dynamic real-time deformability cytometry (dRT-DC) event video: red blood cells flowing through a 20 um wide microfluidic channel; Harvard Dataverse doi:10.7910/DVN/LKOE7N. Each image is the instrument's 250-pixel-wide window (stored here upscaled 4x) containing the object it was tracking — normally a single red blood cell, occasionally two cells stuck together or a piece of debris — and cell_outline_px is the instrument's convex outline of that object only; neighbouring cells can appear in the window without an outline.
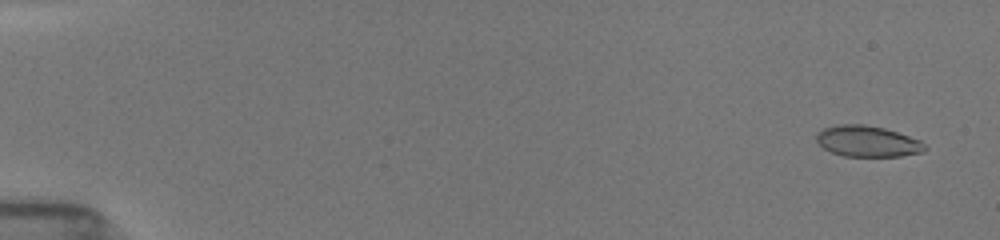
{"species": "common noctule bat (a hibernating species)", "species_latin": "Nyctalus noctula", "temperature_condition": "room temperature", "stored_images_in_passage": 15, "camera_frame_rate_fps": 3000, "um_per_image_px": 0.085, "animal": {"sex": "female", "body_mass_g": 19.5, "forearm_length_mm": 54.1}, "frame": {"image": 1, "passage_image": 3, "time_ms": 0.667, "image_size_px": [1000, 240], "cell_outline_px": [[928, 148], [924, 152], [900, 156], [844, 156], [832, 152], [824, 148], [816, 140], [816, 132], [824, 128], [840, 124], [864, 124], [884, 128], [920, 140]], "centroid_in_image_um": [73.74, 12.01], "position_along_channel_um": 11.3, "area_um2": 19.54}}
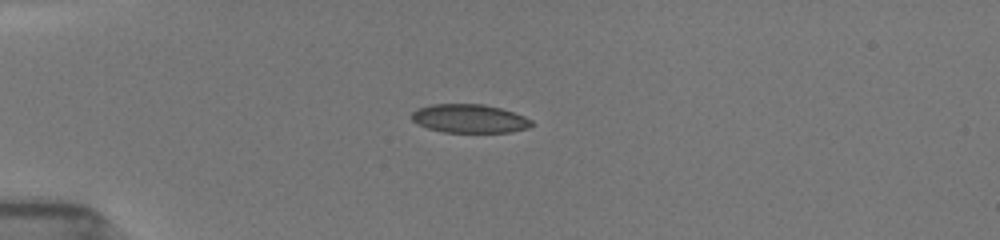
{"frame": {"image": 2, "passage_image": 12, "time_ms": 4.667, "image_size_px": [1000, 240], "cell_outline_px": [[532, 124], [528, 128], [512, 132], [444, 132], [428, 128], [416, 124], [412, 120], [412, 112], [416, 108], [432, 104], [484, 104], [500, 108], [524, 116], [532, 120]], "centroid_in_image_um": [39.88, 10.08], "position_along_channel_um": 45.1, "area_um2": 20.0}}
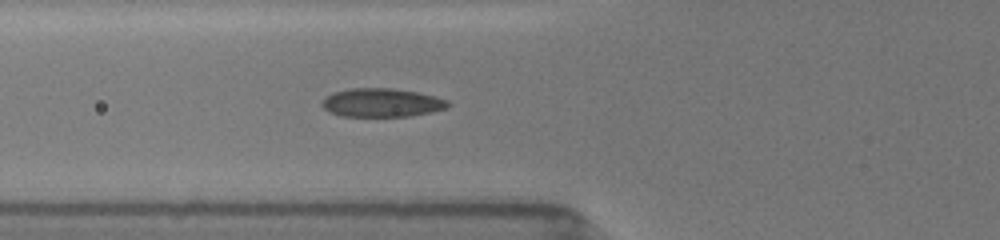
{"frame": {"image": 3, "passage_image": 15, "time_ms": 6.667, "image_size_px": [1000, 240], "cell_outline_px": [[452, 104], [448, 108], [432, 112], [408, 116], [340, 116], [324, 108], [320, 104], [332, 92], [352, 88], [392, 88], [416, 92], [448, 100]], "centroid_in_image_um": [32.48, 8.73], "position_along_channel_um": 93.3, "area_um2": 20.87}}